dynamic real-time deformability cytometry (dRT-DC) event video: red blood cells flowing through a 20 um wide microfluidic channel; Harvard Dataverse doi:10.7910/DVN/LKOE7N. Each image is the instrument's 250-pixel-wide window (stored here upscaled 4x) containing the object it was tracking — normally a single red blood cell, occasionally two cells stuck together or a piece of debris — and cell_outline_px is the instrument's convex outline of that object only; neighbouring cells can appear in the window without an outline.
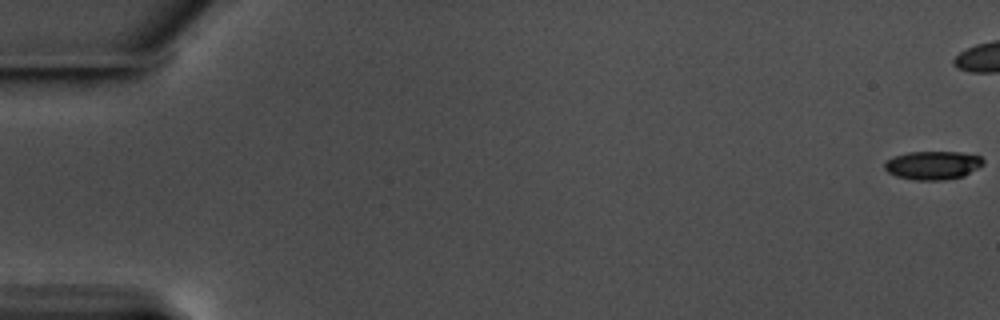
{"species": "common noctule bat (a hibernating species)", "species_latin": "Nyctalus noctula", "temperature_condition": "warm", "stored_images_in_passage": 48, "camera_frame_rate_fps": 3000, "um_per_image_px": 0.085, "animal": {"sex": "male", "body_mass_g": 17.5, "forearm_length_mm": 52.3}, "frame": {"image": 1, "passage_image": 1, "time_ms": 0.0, "image_size_px": [1000, 320], "cell_outline_px": [[984, 164], [964, 176], [944, 180], [916, 180], [896, 176], [888, 172], [884, 168], [884, 164], [892, 156], [908, 152], [960, 152], [980, 156], [984, 160]], "centroid_in_image_um": [79.29, 14.04], "position_along_channel_um": 5.7, "area_um2": 16.42}}
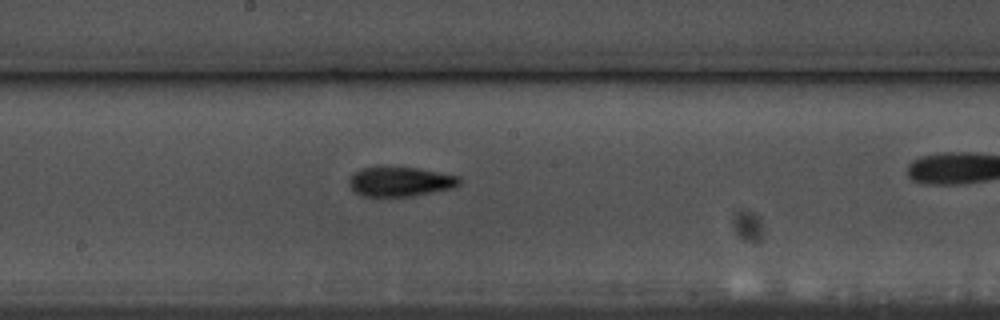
{"frame": {"image": 2, "passage_image": 33, "time_ms": 10.667, "image_size_px": [1000, 320], "cell_outline_px": [[460, 184], [452, 188], [412, 196], [360, 196], [348, 184], [348, 180], [352, 172], [360, 168], [376, 164], [380, 164], [420, 168], [460, 176]], "centroid_in_image_um": [33.95, 15.38], "position_along_channel_um": 214.3, "area_um2": 19.83}}
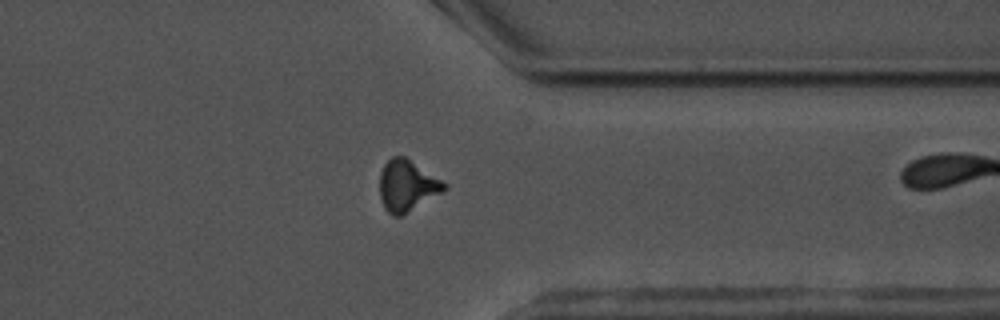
{"frame": {"image": 3, "passage_image": 47, "time_ms": 15.333, "image_size_px": [1000, 320], "cell_outline_px": [[448, 188], [444, 192], [400, 216], [392, 216], [384, 208], [380, 200], [380, 172], [384, 164], [392, 156], [404, 156], [448, 184]], "centroid_in_image_um": [34.6, 15.79], "position_along_channel_um": 376.8, "area_um2": 19.31}}